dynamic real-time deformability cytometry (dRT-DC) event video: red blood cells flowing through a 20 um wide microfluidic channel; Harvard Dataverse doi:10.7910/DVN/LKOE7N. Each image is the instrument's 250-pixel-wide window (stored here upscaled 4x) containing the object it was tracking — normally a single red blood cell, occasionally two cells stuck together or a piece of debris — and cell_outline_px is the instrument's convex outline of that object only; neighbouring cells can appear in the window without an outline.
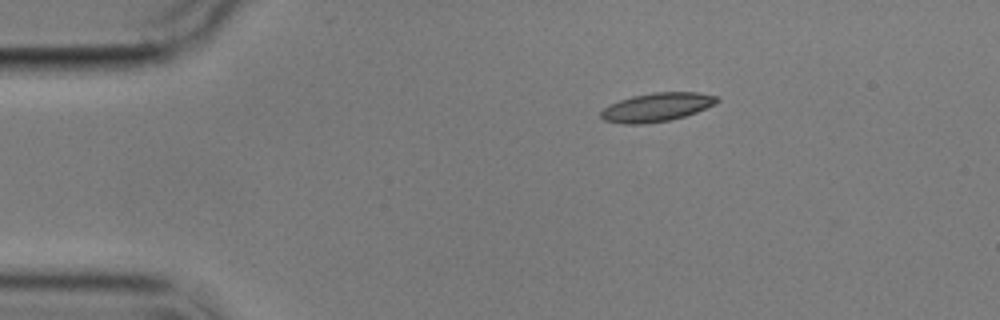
{"species": "common noctule bat (a hibernating species)", "species_latin": "Nyctalus noctula", "temperature_condition": "cold", "stored_images_in_passage": 4, "camera_frame_rate_fps": 3000, "um_per_image_px": 0.085, "animal": {"sex": "male", "body_mass_g": 17.9}, "frame": {"image": 1, "passage_image": 1, "time_ms": 0.0, "image_size_px": [1000, 320], "cell_outline_px": [[720, 100], [716, 104], [696, 112], [684, 116], [668, 120], [644, 124], [624, 124], [604, 120], [600, 116], [600, 112], [608, 104], [632, 96], [656, 92], [696, 92], [716, 96]], "centroid_in_image_um": [55.81, 9.11], "position_along_channel_um": 29.2, "area_um2": 19.31}}
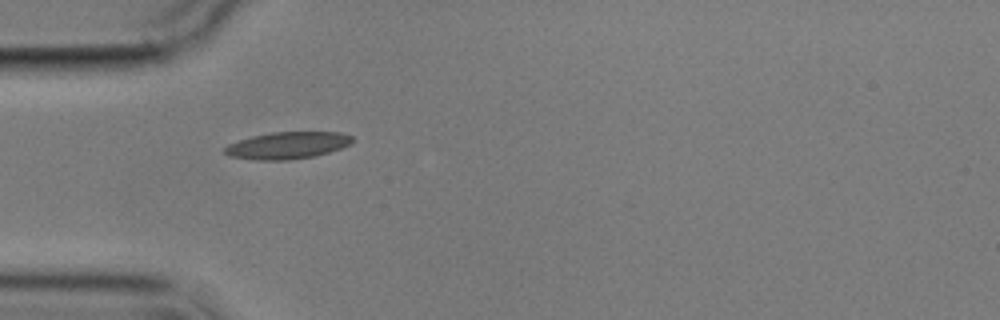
{"frame": {"image": 2, "passage_image": 3, "time_ms": 2.333, "image_size_px": [1000, 320], "cell_outline_px": [[352, 144], [316, 156], [288, 160], [256, 160], [228, 156], [224, 152], [224, 148], [228, 144], [252, 136], [272, 132], [340, 132], [352, 136]], "centroid_in_image_um": [24.43, 12.36], "position_along_channel_um": 60.6, "area_um2": 20.06}}